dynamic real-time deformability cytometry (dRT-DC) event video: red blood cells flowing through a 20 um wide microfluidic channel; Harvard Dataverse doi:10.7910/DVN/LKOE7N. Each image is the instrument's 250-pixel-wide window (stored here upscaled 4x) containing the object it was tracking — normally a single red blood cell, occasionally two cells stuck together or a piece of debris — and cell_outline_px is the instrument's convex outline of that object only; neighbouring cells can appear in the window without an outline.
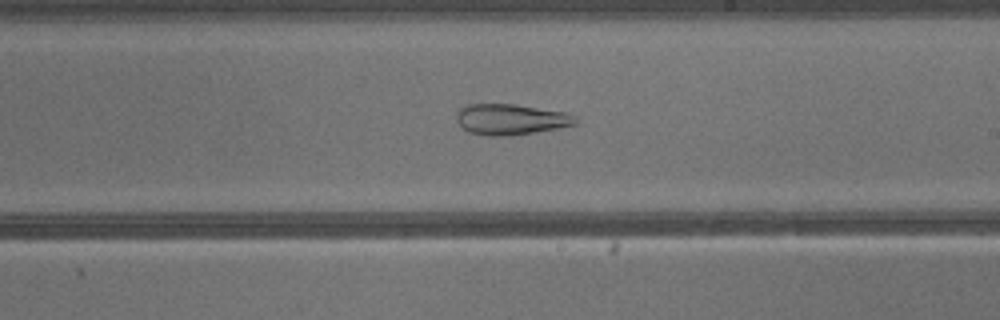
{"species": "common noctule bat (a hibernating species)", "species_latin": "Nyctalus noctula", "temperature_condition": "warm", "stored_images_in_passage": 41, "camera_frame_rate_fps": 3000, "um_per_image_px": 0.085, "animal": {"sex": "male", "body_mass_g": 13.3}, "frame": {"image": 1, "passage_image": 24, "time_ms": 7.667, "image_size_px": [1000, 320], "cell_outline_px": [[576, 124], [560, 128], [512, 136], [488, 136], [468, 132], [456, 120], [456, 112], [460, 108], [468, 104], [516, 104], [564, 112], [572, 116], [576, 120]], "centroid_in_image_um": [43.38, 10.15], "position_along_channel_um": 245.6, "area_um2": 21.39}}